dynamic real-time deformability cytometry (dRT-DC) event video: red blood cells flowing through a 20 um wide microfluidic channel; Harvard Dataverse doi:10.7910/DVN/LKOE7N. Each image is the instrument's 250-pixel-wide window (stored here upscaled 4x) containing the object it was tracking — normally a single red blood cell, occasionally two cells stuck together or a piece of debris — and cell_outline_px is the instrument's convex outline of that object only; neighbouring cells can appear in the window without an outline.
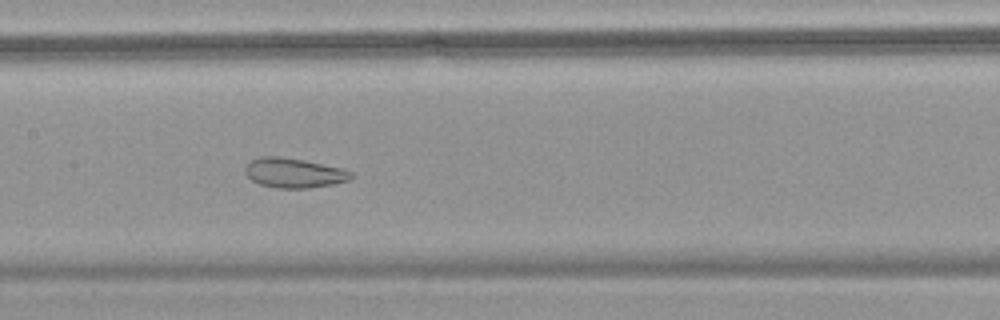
{"species": "common noctule bat (a hibernating species)", "species_latin": "Nyctalus noctula", "temperature_condition": "warm", "stored_images_in_passage": 57, "camera_frame_rate_fps": 3000, "um_per_image_px": 0.085, "animal": {"sex": "female", "body_mass_g": 18.4}, "frame": {"image": 1, "passage_image": 29, "time_ms": 9.333, "image_size_px": [1000, 320], "cell_outline_px": [[352, 176], [348, 180], [332, 184], [308, 188], [276, 188], [260, 184], [252, 180], [244, 172], [244, 168], [252, 160], [260, 156], [280, 156], [344, 168], [352, 172]], "centroid_in_image_um": [24.97, 14.69], "position_along_channel_um": 182.4, "area_um2": 18.21}}
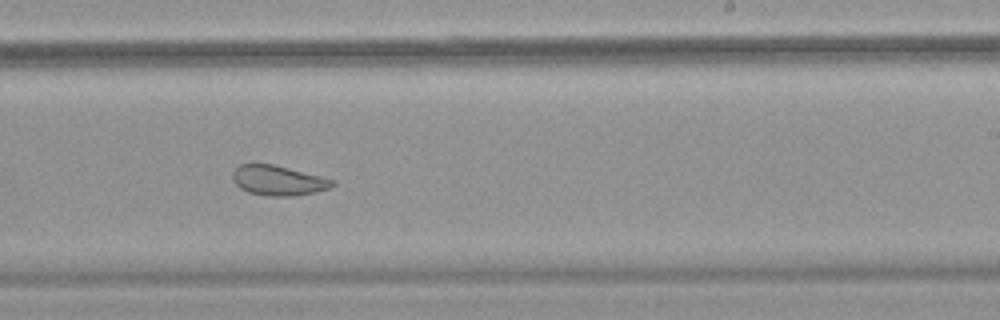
{"frame": {"image": 2, "passage_image": 36, "time_ms": 11.667, "image_size_px": [1000, 320], "cell_outline_px": [[336, 184], [328, 188], [296, 196], [268, 196], [248, 192], [240, 188], [232, 180], [232, 172], [240, 164], [272, 164], [336, 180]], "centroid_in_image_um": [23.63, 15.34], "position_along_channel_um": 265.4, "area_um2": 17.28}}
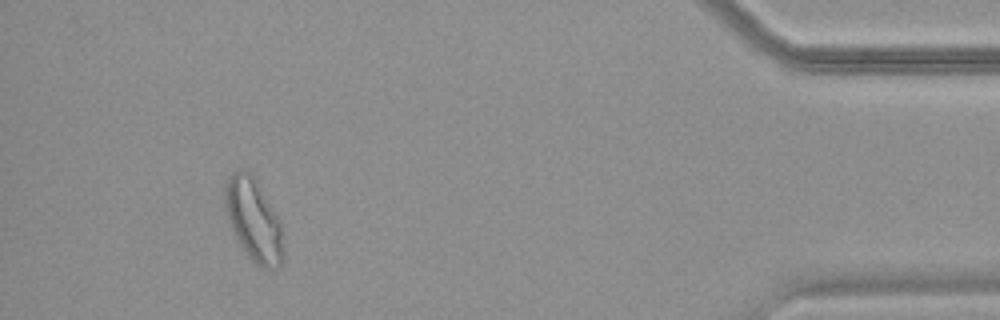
{"frame": {"image": 3, "passage_image": 53, "time_ms": 17.333, "image_size_px": [1000, 320], "cell_outline_px": [[280, 268], [260, 268], [248, 256], [240, 244], [236, 236], [228, 216], [224, 204], [224, 184], [228, 176], [232, 172], [240, 168], [244, 168], [256, 180], [280, 220]], "centroid_in_image_um": [21.5, 18.62], "position_along_channel_um": 413.7, "area_um2": 27.28}, "authors_computed_cell_mechanics": {"area_um2": 24.7962, "velocity_mm_per_s": 3.5739, "shape_relaxation_time_tau1_ms": null, "shape_relaxation_time_tau2_ms": 1.9912, "deformation_change_tau1": null, "deformation_change_tau2": 0.0898}}